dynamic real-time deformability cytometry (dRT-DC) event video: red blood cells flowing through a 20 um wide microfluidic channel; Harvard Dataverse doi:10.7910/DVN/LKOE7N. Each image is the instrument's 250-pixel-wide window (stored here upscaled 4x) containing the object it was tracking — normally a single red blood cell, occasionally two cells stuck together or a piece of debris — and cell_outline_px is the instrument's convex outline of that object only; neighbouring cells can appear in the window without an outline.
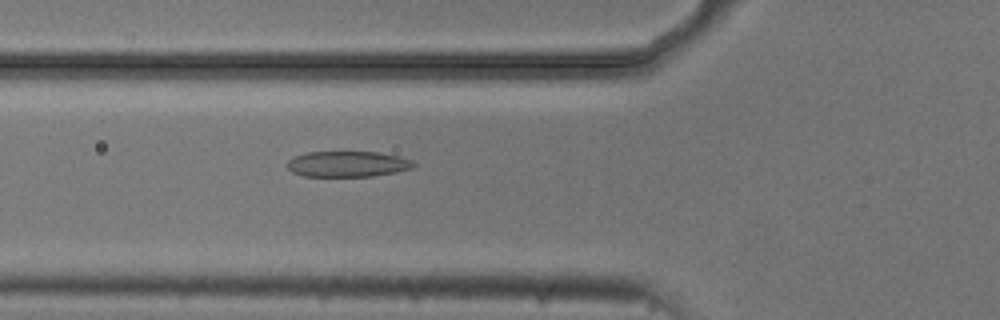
{"species": "common noctule bat (a hibernating species)", "species_latin": "Nyctalus noctula", "temperature_condition": "cold", "stored_images_in_passage": 53, "camera_frame_rate_fps": 3000, "um_per_image_px": 0.085, "animal": {"sex": "male", "body_mass_g": 20.5, "forearm_length_mm": 52.5}, "frame": {"image": 1, "passage_image": 19, "time_ms": 6.0, "image_size_px": [1000, 320], "cell_outline_px": [[416, 164], [412, 168], [396, 172], [372, 176], [304, 176], [292, 172], [288, 168], [288, 160], [296, 156], [308, 152], [376, 152], [400, 156], [412, 160]], "centroid_in_image_um": [29.57, 13.94], "position_along_channel_um": 96.2, "area_um2": 18.84}}
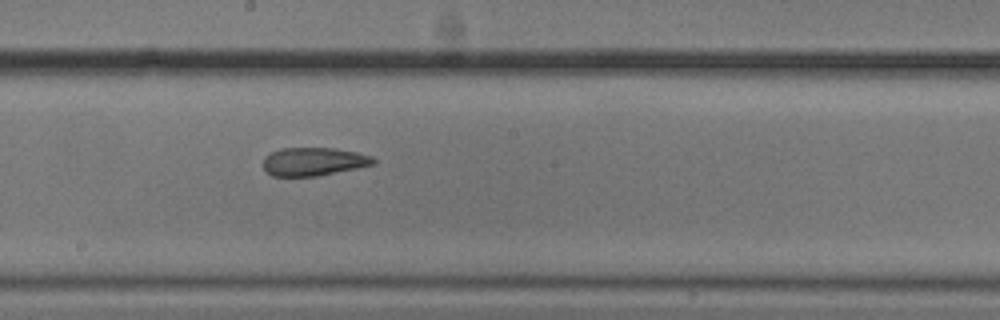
{"frame": {"image": 2, "passage_image": 29, "time_ms": 9.333, "image_size_px": [1000, 320], "cell_outline_px": [[376, 164], [316, 176], [272, 176], [264, 168], [264, 156], [280, 148], [332, 148], [356, 152], [372, 156], [376, 160]], "centroid_in_image_um": [26.66, 13.73], "position_along_channel_um": 221.5, "area_um2": 18.03}}
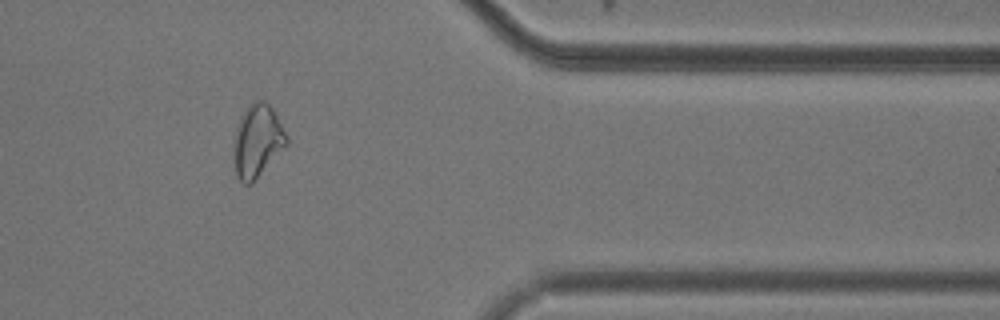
{"frame": {"image": 3, "passage_image": 44, "time_ms": 14.333, "image_size_px": [1000, 320], "cell_outline_px": [[288, 144], [252, 184], [244, 184], [236, 176], [236, 128], [240, 116], [256, 100], [264, 100], [272, 108], [288, 136]], "centroid_in_image_um": [21.93, 11.99], "position_along_channel_um": 389.5, "area_um2": 21.79}, "authors_computed_cell_mechanics": {"area_um2": 21.1548, "velocity_mm_per_s": 3.7336, "shape_relaxation_time_tau1_ms": 6.7453, "shape_relaxation_time_tau2_ms": 3.6281, "deformation_change_tau1": 0.1671, "deformation_change_tau2": 0.1189}}